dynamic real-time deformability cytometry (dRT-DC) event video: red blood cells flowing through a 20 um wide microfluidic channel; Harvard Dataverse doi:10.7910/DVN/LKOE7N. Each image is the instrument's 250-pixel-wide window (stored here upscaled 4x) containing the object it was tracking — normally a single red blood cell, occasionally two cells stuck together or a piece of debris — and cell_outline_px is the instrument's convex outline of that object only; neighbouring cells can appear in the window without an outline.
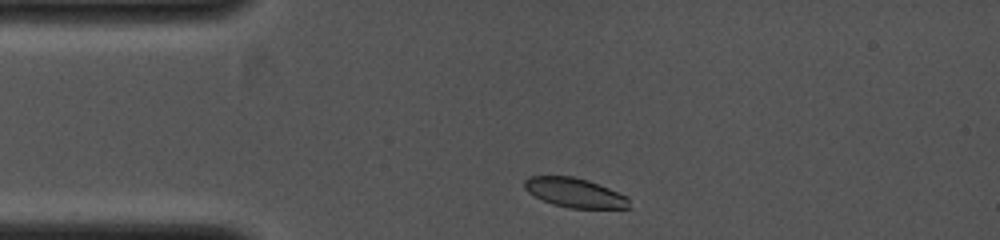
{"species": "common noctule bat (a hibernating species)", "species_latin": "Nyctalus noctula", "temperature_condition": "cold", "stored_images_in_passage": 31, "camera_frame_rate_fps": 4000, "um_per_image_px": 0.085, "animal": {"sex": "female", "body_mass_g": 19.0, "forearm_length_mm": 53.3}, "frame": {"image": 1, "passage_image": 2, "time_ms": 0.25, "image_size_px": [1000, 240], "cell_outline_px": [[628, 208], [568, 208], [552, 204], [528, 192], [524, 188], [524, 180], [528, 176], [572, 176], [588, 180], [628, 196]], "centroid_in_image_um": [48.83, 16.37], "position_along_channel_um": 36.2, "area_um2": 17.8}}
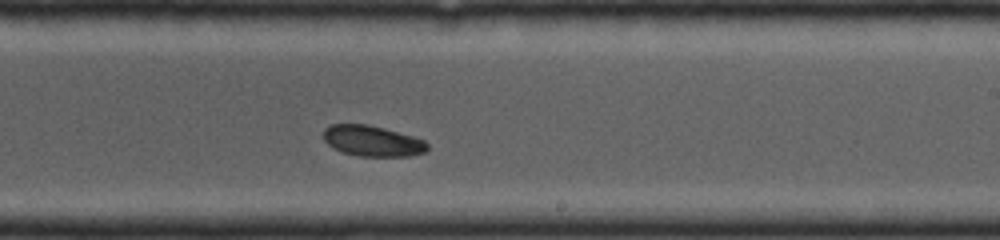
{"frame": {"image": 2, "passage_image": 19, "time_ms": 4.5, "image_size_px": [1000, 240], "cell_outline_px": [[428, 148], [424, 152], [408, 156], [360, 156], [344, 152], [332, 148], [324, 140], [324, 128], [328, 124], [368, 124], [384, 128], [412, 136], [424, 140], [428, 144]], "centroid_in_image_um": [31.62, 11.97], "position_along_channel_um": 257.4, "area_um2": 18.55}}
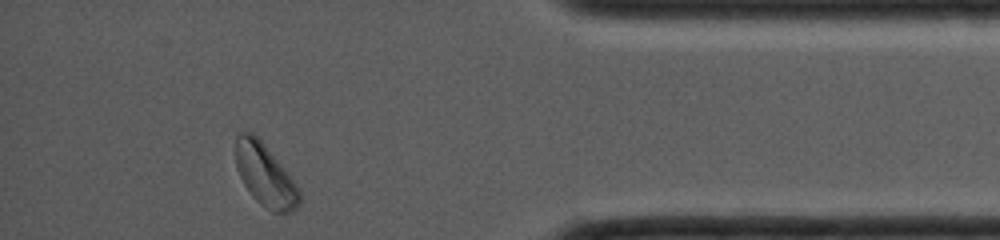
{"frame": {"image": 3, "passage_image": 31, "time_ms": 7.5, "image_size_px": [1000, 240], "cell_outline_px": [[300, 204], [292, 212], [272, 212], [260, 204], [252, 196], [244, 184], [236, 168], [236, 132], [252, 132], [264, 144], [300, 188]], "centroid_in_image_um": [22.54, 14.9], "position_along_channel_um": 412.7, "area_um2": 23.0}}